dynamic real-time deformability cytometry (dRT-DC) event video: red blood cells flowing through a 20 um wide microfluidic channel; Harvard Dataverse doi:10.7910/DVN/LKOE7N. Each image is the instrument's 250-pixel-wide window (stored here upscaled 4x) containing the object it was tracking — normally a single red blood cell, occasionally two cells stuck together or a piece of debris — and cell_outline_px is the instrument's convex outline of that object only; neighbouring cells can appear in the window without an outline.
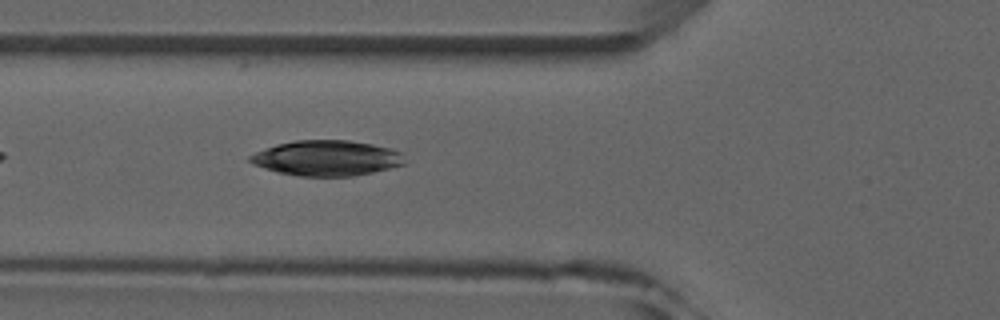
{"species": "common noctule bat (a hibernating species)", "species_latin": "Nyctalus noctula", "temperature_condition": "room temperature", "stored_images_in_passage": 4, "camera_frame_rate_fps": 3000, "um_per_image_px": 0.085, "animal": {"sex": "male", "forearm_length_mm": 52.5}, "frame": {"image": 1, "passage_image": 4, "time_ms": 4.333, "image_size_px": [1000, 320], "cell_outline_px": [[404, 164], [372, 172], [352, 176], [300, 176], [280, 172], [264, 168], [252, 164], [248, 160], [248, 156], [256, 152], [276, 144], [296, 140], [348, 140], [372, 144], [392, 148], [400, 152]], "centroid_in_image_um": [27.74, 13.43], "position_along_channel_um": 98.1, "area_um2": 31.62}}